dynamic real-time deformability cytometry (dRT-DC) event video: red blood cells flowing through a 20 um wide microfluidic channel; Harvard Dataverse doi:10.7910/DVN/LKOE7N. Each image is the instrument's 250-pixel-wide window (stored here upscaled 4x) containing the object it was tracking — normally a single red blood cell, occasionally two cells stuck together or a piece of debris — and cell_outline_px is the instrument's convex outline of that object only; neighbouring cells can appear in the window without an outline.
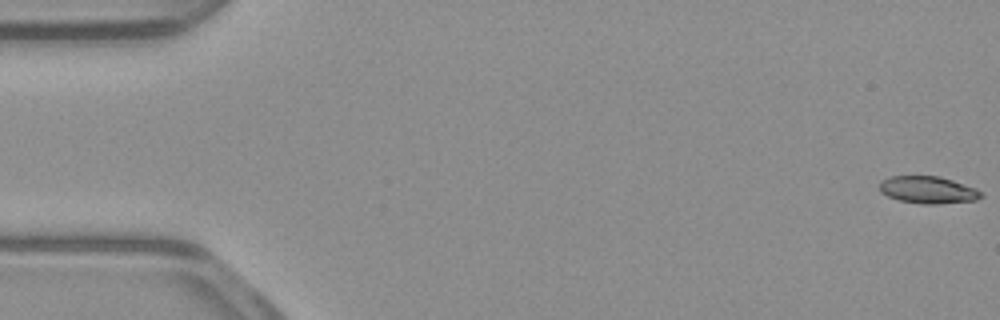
{"species": "common noctule bat (a hibernating species)", "species_latin": "Nyctalus noctula", "temperature_condition": "warm", "stored_images_in_passage": 53, "camera_frame_rate_fps": 3000, "um_per_image_px": 0.085, "animal": {"sex": "male", "body_mass_g": 23.1, "forearm_length_mm": 52.7}, "frame": {"image": 1, "passage_image": 1, "time_ms": 0.0, "image_size_px": [1000, 320], "cell_outline_px": [[984, 196], [976, 200], [936, 204], [920, 204], [900, 200], [888, 196], [880, 192], [880, 180], [892, 176], [940, 176], [976, 188], [984, 192]], "centroid_in_image_um": [78.91, 16.14], "position_along_channel_um": 6.1, "area_um2": 16.18}}
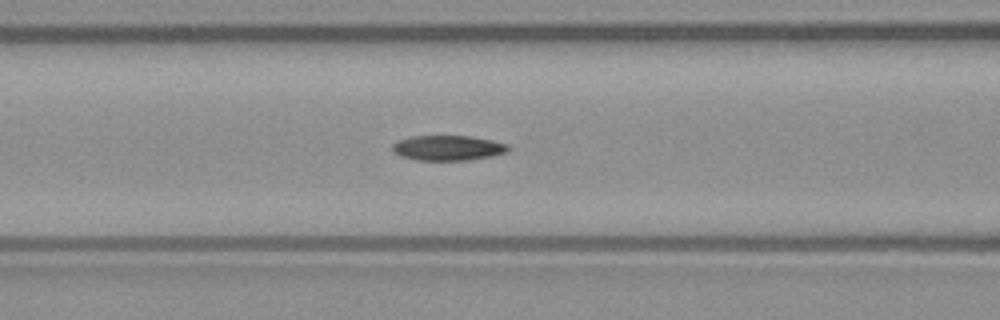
{"frame": {"image": 2, "passage_image": 22, "time_ms": 7.0, "image_size_px": [1000, 320], "cell_outline_px": [[512, 148], [508, 152], [492, 156], [468, 160], [416, 160], [400, 156], [392, 152], [392, 144], [400, 140], [412, 136], [472, 136], [492, 140], [508, 144]], "centroid_in_image_um": [38.1, 12.57], "position_along_channel_um": 128.5, "area_um2": 17.11}}
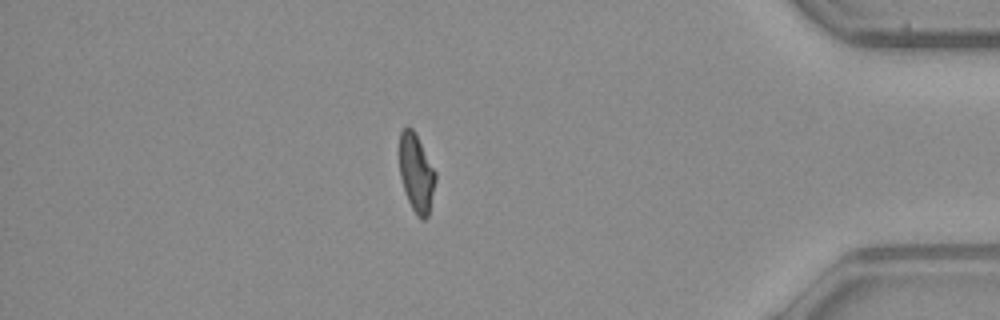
{"frame": {"image": 3, "passage_image": 46, "time_ms": 15.0, "image_size_px": [1000, 320], "cell_outline_px": [[436, 180], [428, 216], [424, 220], [420, 220], [412, 208], [408, 200], [400, 176], [400, 132], [408, 124], [412, 128], [436, 172]], "centroid_in_image_um": [35.39, 14.72], "position_along_channel_um": 399.8, "area_um2": 16.18}, "authors_computed_cell_mechanics": {"area_um2": 17.1088, "velocity_mm_per_s": 3.9263, "shape_relaxation_time_tau1_ms": 8.97, "shape_relaxation_time_tau2_ms": 2.8805, "deformation_change_tau1": 0.2543, "deformation_change_tau2": 0.0913}}